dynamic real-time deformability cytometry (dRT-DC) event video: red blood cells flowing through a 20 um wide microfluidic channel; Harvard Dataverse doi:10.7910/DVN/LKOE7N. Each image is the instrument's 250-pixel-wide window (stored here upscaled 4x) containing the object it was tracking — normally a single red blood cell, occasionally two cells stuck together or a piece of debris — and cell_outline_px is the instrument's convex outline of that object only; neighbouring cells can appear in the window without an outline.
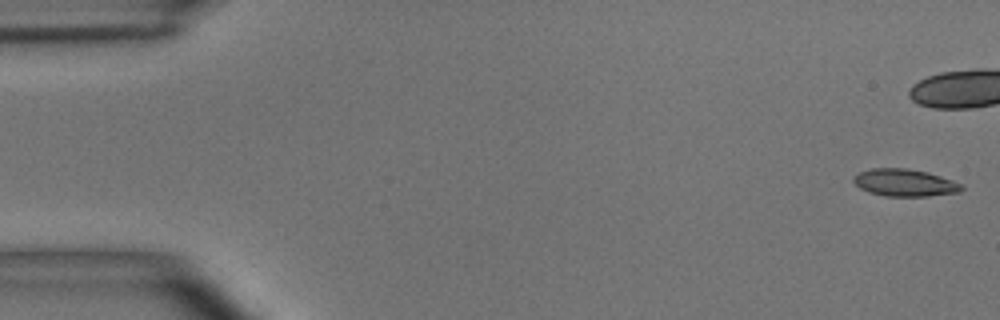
{"species": "common noctule bat (a hibernating species)", "species_latin": "Nyctalus noctula", "temperature_condition": "room temperature", "stored_images_in_passage": 45, "camera_frame_rate_fps": 3000, "um_per_image_px": 0.085, "animal": {"sex": "male", "body_mass_g": 15.6}, "frame": {"image": 1, "passage_image": 1, "time_ms": 0.0, "image_size_px": [1000, 320], "cell_outline_px": [[964, 188], [960, 192], [928, 196], [884, 196], [868, 192], [860, 188], [852, 180], [852, 176], [860, 172], [872, 168], [908, 168], [928, 172], [952, 180], [960, 184]], "centroid_in_image_um": [76.88, 15.53], "position_along_channel_um": 8.1, "area_um2": 17.22}}